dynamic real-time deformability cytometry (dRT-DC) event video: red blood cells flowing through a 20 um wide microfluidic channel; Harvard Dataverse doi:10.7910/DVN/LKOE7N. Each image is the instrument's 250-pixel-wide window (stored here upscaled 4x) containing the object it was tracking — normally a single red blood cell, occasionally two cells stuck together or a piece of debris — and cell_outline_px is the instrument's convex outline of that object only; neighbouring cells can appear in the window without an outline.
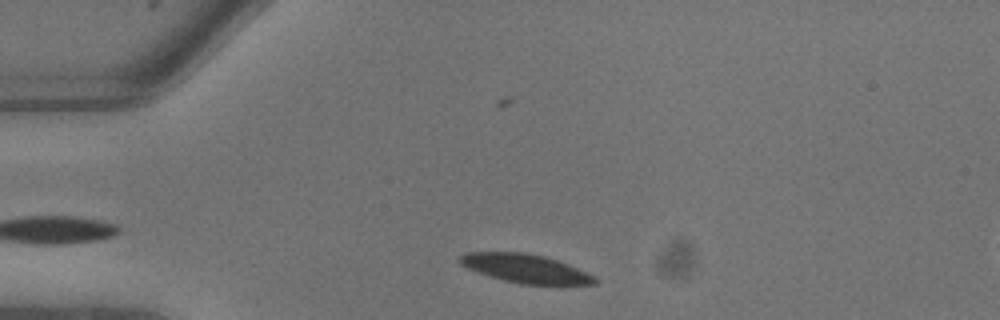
{"species": "common noctule bat (a hibernating species)", "species_latin": "Nyctalus noctula", "temperature_condition": "warm", "stored_images_in_passage": 4, "camera_frame_rate_fps": 3000, "um_per_image_px": 0.085, "animal": {"sex": "male", "body_mass_g": 13.3}, "frame": {"image": 1, "passage_image": 1, "time_ms": 0.0, "image_size_px": [1000, 320], "cell_outline_px": [[600, 280], [596, 284], [520, 284], [504, 280], [468, 268], [460, 264], [460, 256], [468, 252], [524, 252], [544, 256], [568, 264], [588, 272], [596, 276]], "centroid_in_image_um": [44.73, 22.82], "position_along_channel_um": 40.3, "area_um2": 22.31}}
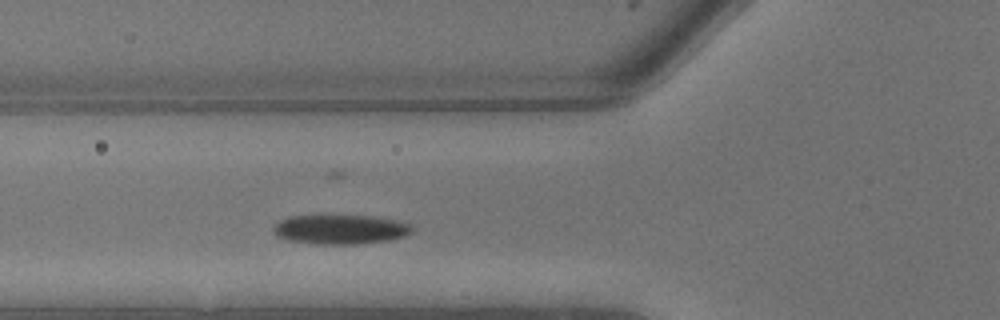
{"frame": {"image": 2, "passage_image": 4, "time_ms": 1.0, "image_size_px": [1000, 320], "cell_outline_px": [[412, 232], [404, 236], [388, 240], [356, 244], [316, 244], [288, 240], [276, 236], [272, 232], [272, 224], [288, 216], [372, 216], [396, 220], [408, 224], [412, 228]], "centroid_in_image_um": [28.85, 19.5], "position_along_channel_um": 96.9, "area_um2": 23.76}}